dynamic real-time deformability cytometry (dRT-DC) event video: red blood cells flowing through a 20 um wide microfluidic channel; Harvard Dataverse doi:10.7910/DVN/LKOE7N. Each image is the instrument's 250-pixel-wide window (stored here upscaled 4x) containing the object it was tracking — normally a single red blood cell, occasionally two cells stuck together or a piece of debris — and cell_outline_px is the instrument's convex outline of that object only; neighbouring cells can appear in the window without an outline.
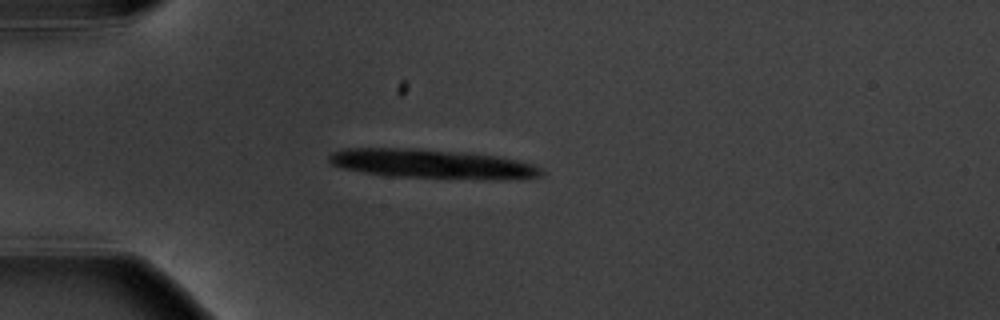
{"species": "common noctule bat (a hibernating species)", "species_latin": "Nyctalus noctula", "temperature_condition": "warm", "stored_images_in_passage": 14, "camera_frame_rate_fps": 3000, "um_per_image_px": 0.085, "animal": {"sex": "male", "body_mass_g": 20.1, "forearm_length_mm": 53.5}, "frame": {"image": 1, "passage_image": 3, "time_ms": 3.333, "image_size_px": [1000, 320], "cell_outline_px": [[540, 176], [388, 176], [364, 172], [344, 168], [332, 164], [328, 160], [328, 156], [332, 152], [344, 148], [416, 148], [472, 152], [520, 160], [536, 164], [540, 168]], "centroid_in_image_um": [36.51, 13.85], "position_along_channel_um": 48.5, "area_um2": 34.33}, "authors_computed_cell_mechanics": {"area_um2": 22.3975, "velocity_mm_per_s": 3.5835, "shape_relaxation_time_tau1_ms": 1.4206, "shape_relaxation_time_tau2_ms": null, "deformation_change_tau1": 0.1191, "deformation_change_tau2": null}}